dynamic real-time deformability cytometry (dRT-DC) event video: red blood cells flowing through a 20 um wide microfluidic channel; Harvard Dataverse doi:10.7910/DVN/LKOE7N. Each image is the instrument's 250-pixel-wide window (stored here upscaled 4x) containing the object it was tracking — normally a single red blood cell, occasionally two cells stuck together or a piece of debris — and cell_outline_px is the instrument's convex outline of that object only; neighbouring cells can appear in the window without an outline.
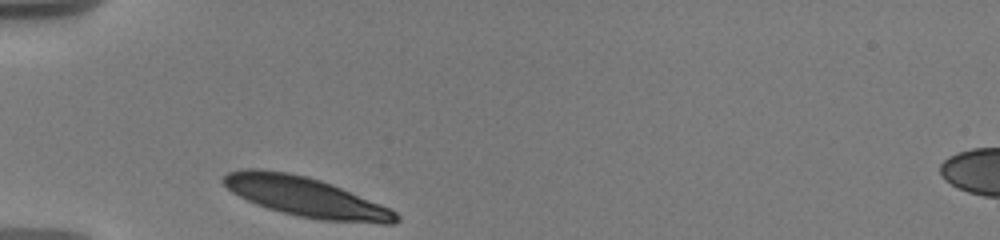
{"species": "human", "species_latin": "Homo sapiens", "temperature_condition": "warm", "stored_images_in_passage": 3, "camera_frame_rate_fps": 3000, "um_per_image_px": 0.085, "donor": {"sex": "male"}, "frame": {"image": 1, "passage_image": 1, "time_ms": 0.0, "image_size_px": [1000, 240], "cell_outline_px": [[400, 220], [396, 224], [380, 224], [320, 220], [296, 216], [268, 208], [256, 204], [232, 192], [220, 180], [220, 176], [228, 172], [244, 168], [256, 168], [288, 172], [308, 176], [332, 184], [380, 204], [396, 212], [400, 216]], "centroid_in_image_um": [25.98, 16.74], "position_along_channel_um": 59.0, "area_um2": 40.11}}